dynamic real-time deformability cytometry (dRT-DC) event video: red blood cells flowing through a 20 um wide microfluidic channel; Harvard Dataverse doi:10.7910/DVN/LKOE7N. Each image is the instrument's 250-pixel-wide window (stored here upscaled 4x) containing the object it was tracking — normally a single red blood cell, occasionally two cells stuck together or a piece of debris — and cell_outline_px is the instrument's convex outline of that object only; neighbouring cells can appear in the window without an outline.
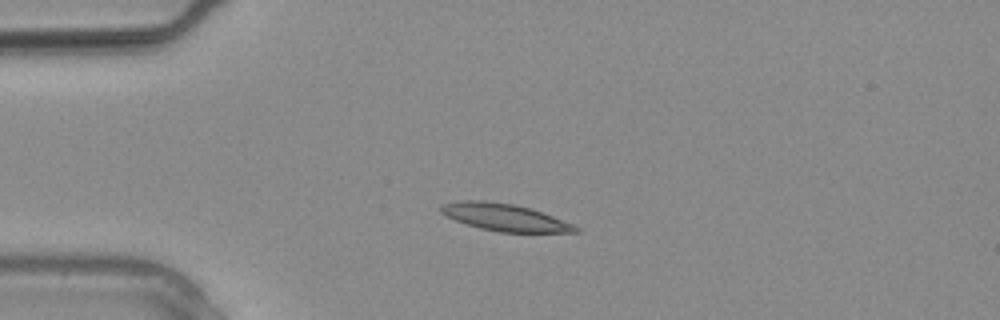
{"species": "common noctule bat (a hibernating species)", "species_latin": "Nyctalus noctula", "temperature_condition": "warm", "stored_images_in_passage": 2, "camera_frame_rate_fps": 3000, "um_per_image_px": 0.085, "animal": {"sex": "male", "body_mass_g": 20.4}, "frame": {"image": 1, "passage_image": 2, "time_ms": 0.333, "image_size_px": [1000, 320], "cell_outline_px": [[580, 232], [500, 232], [480, 228], [456, 220], [440, 212], [440, 204], [460, 200], [484, 200], [512, 204], [528, 208], [552, 216], [572, 224], [580, 228]], "centroid_in_image_um": [42.87, 18.47], "position_along_channel_um": 42.1, "area_um2": 20.98}}